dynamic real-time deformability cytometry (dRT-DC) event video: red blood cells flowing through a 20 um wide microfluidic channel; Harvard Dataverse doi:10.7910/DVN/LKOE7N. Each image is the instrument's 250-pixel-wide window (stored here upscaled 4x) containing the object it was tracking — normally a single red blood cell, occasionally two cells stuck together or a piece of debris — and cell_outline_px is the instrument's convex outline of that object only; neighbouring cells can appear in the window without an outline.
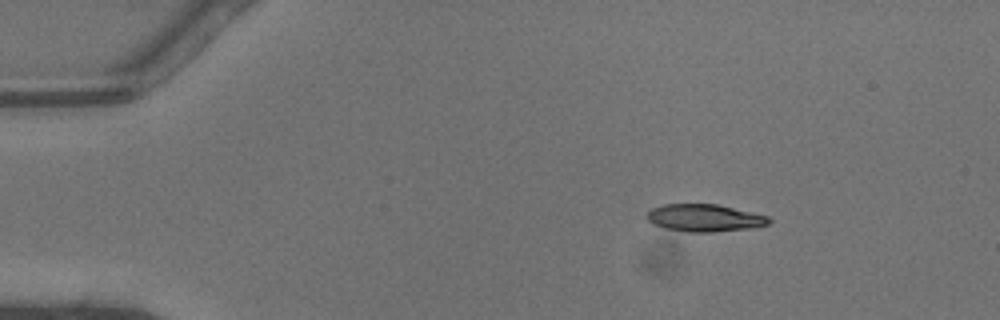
{"species": "common noctule bat (a hibernating species)", "species_latin": "Nyctalus noctula", "temperature_condition": "warm", "stored_images_in_passage": 40, "camera_frame_rate_fps": 3000, "um_per_image_px": 0.085, "animal": {"sex": "male", "body_mass_g": 13.3}, "frame": {"image": 1, "passage_image": 1, "time_ms": 0.0, "image_size_px": [1000, 320], "cell_outline_px": [[772, 220], [768, 224], [752, 228], [712, 232], [688, 232], [668, 228], [656, 224], [648, 220], [644, 216], [652, 208], [664, 204], [716, 204], [768, 216]], "centroid_in_image_um": [59.89, 18.52], "position_along_channel_um": 25.1, "area_um2": 19.25}}
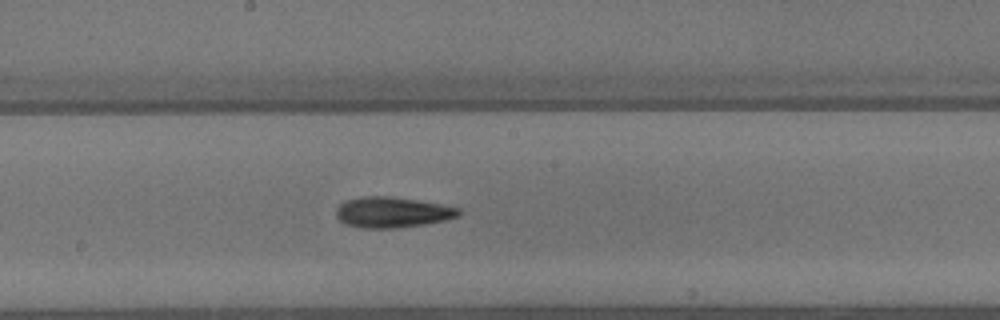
{"frame": {"image": 2, "passage_image": 19, "time_ms": 6.0, "image_size_px": [1000, 320], "cell_outline_px": [[460, 216], [448, 220], [424, 224], [396, 228], [360, 228], [348, 224], [340, 220], [336, 216], [336, 208], [340, 204], [348, 200], [360, 196], [388, 196], [440, 204], [460, 208]], "centroid_in_image_um": [33.36, 18.05], "position_along_channel_um": 214.8, "area_um2": 21.79}}
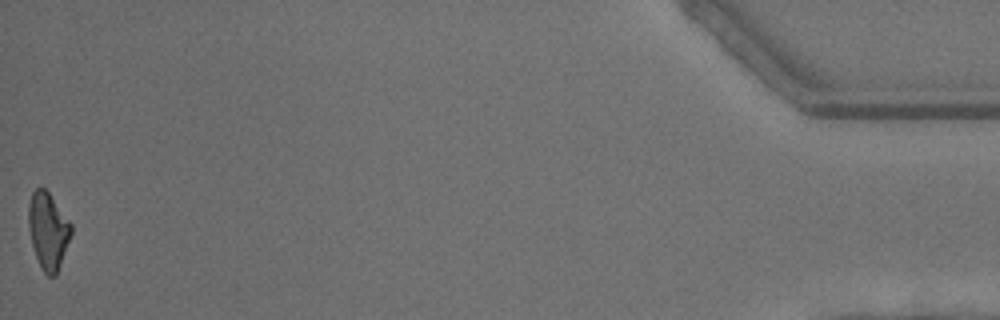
{"frame": {"image": 3, "passage_image": 40, "time_ms": 13.0, "image_size_px": [1000, 320], "cell_outline_px": [[72, 232], [56, 276], [48, 276], [44, 272], [36, 256], [32, 244], [28, 228], [28, 204], [32, 192], [36, 188], [44, 188], [48, 192], [72, 224]], "centroid_in_image_um": [4.08, 19.6], "position_along_channel_um": 431.1, "area_um2": 18.9}, "authors_computed_cell_mechanics": {"area_um2": 20.2878, "velocity_mm_per_s": 4.5199, "shape_relaxation_time_tau1_ms": 3.5713, "shape_relaxation_time_tau2_ms": 5.5798, "deformation_change_tau1": 0.1568, "deformation_change_tau2": 0.1689}}